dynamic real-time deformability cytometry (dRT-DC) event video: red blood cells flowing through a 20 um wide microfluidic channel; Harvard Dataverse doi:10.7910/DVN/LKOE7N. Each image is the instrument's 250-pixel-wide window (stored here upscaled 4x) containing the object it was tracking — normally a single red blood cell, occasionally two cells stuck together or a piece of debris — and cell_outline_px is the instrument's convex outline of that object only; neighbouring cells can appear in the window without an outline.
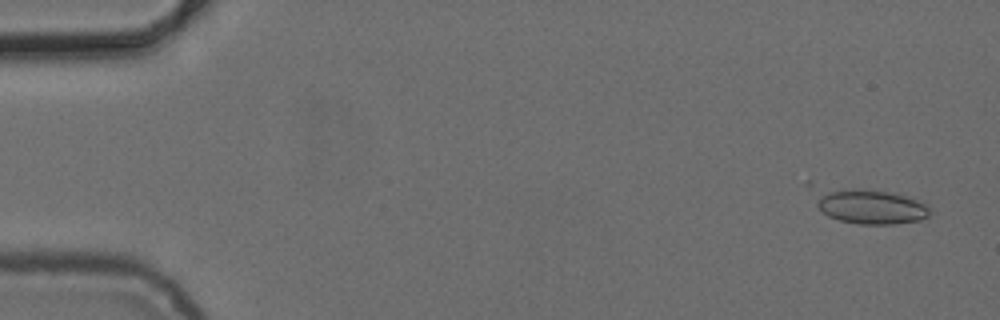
{"species": "common noctule bat (a hibernating species)", "species_latin": "Nyctalus noctula", "temperature_condition": "cold", "stored_images_in_passage": 4, "camera_frame_rate_fps": 3000, "um_per_image_px": 0.085, "animal": {"sex": "female", "body_mass_g": 24.6, "forearm_length_mm": 56.2}, "frame": {"image": 1, "passage_image": 1, "time_ms": 0.0, "image_size_px": [1000, 320], "cell_outline_px": [[932, 208], [928, 216], [920, 220], [892, 224], [860, 224], [840, 220], [828, 216], [816, 204], [804, 184], [808, 180], [812, 180], [888, 192], [904, 196], [928, 204]], "centroid_in_image_um": [73.56, 17.37], "position_along_channel_um": 11.4, "area_um2": 25.78}}
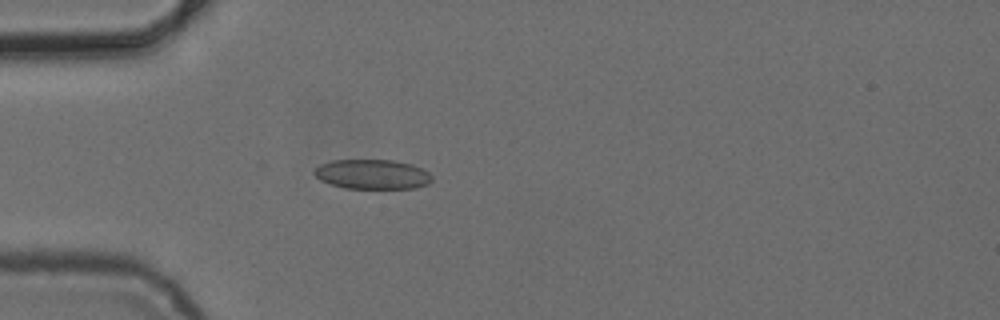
{"frame": {"image": 2, "passage_image": 4, "time_ms": 4.333, "image_size_px": [1000, 320], "cell_outline_px": [[432, 180], [428, 184], [416, 188], [344, 188], [320, 180], [312, 172], [320, 164], [332, 160], [392, 160], [412, 164], [428, 172], [432, 176]], "centroid_in_image_um": [31.65, 14.81], "position_along_channel_um": 53.4, "area_um2": 20.29}}